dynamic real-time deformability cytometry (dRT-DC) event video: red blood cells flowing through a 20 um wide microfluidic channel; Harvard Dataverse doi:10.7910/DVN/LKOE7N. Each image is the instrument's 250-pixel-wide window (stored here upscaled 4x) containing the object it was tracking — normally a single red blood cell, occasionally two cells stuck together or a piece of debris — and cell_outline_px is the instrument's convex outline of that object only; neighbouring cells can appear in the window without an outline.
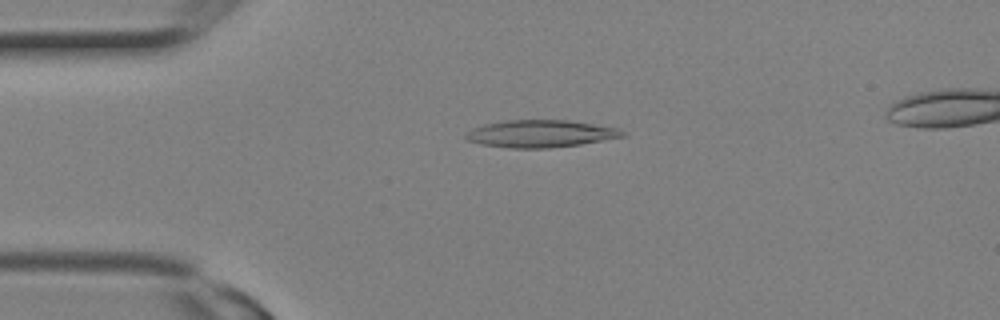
{"species": "Egyptian fruit bat (a non-hibernating species)", "species_latin": "Rousettus aegyptiacus", "temperature_condition": "room temperature", "stored_images_in_passage": 7, "camera_frame_rate_fps": 3000, "um_per_image_px": 0.085, "animal": {"sex": "female"}, "frame": {"image": 1, "passage_image": 2, "time_ms": 0.333, "image_size_px": [1000, 320], "cell_outline_px": [[628, 136], [580, 144], [548, 148], [508, 148], [480, 144], [468, 140], [464, 136], [472, 128], [484, 124], [504, 120], [568, 120], [620, 128]], "centroid_in_image_um": [45.96, 11.36], "position_along_channel_um": 39.0, "area_um2": 25.03}}
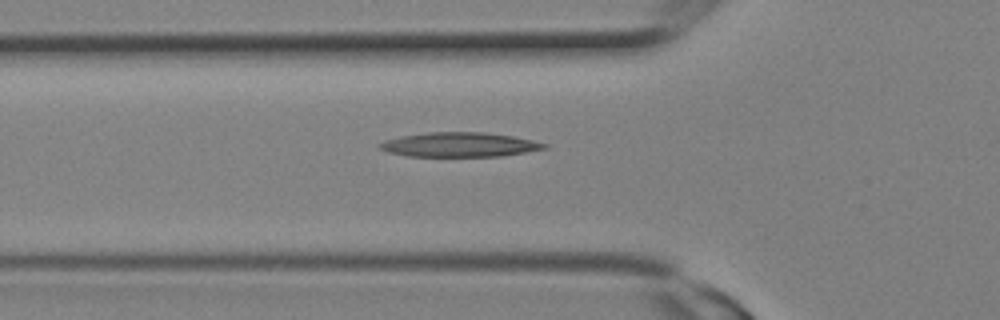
{"frame": {"image": 2, "passage_image": 5, "time_ms": 1.333, "image_size_px": [1000, 320], "cell_outline_px": [[548, 148], [500, 156], [408, 156], [388, 152], [380, 148], [376, 144], [384, 140], [404, 136], [428, 132], [484, 132], [512, 136], [532, 140], [548, 144]], "centroid_in_image_um": [39.05, 12.29], "position_along_channel_um": 86.8, "area_um2": 23.29}}
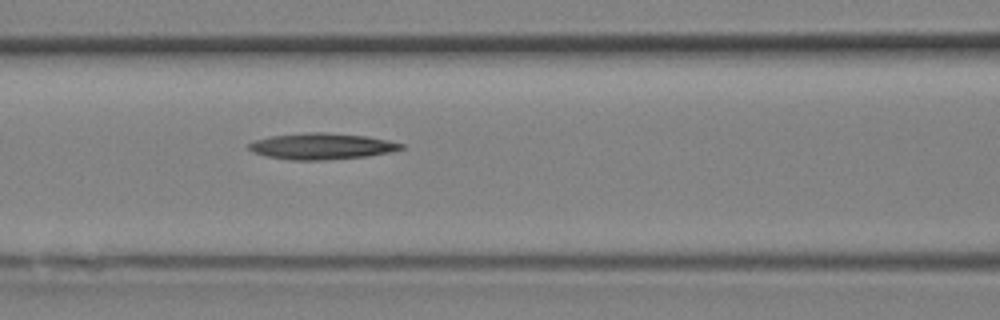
{"frame": {"image": 3, "passage_image": 7, "time_ms": 2.0, "image_size_px": [1000, 320], "cell_outline_px": [[404, 148], [388, 152], [368, 156], [324, 160], [288, 160], [264, 156], [252, 152], [248, 148], [248, 144], [256, 140], [272, 136], [308, 132], [324, 132], [368, 136], [388, 140], [404, 144]], "centroid_in_image_um": [27.33, 12.43], "position_along_channel_um": 139.3, "area_um2": 23.29}}